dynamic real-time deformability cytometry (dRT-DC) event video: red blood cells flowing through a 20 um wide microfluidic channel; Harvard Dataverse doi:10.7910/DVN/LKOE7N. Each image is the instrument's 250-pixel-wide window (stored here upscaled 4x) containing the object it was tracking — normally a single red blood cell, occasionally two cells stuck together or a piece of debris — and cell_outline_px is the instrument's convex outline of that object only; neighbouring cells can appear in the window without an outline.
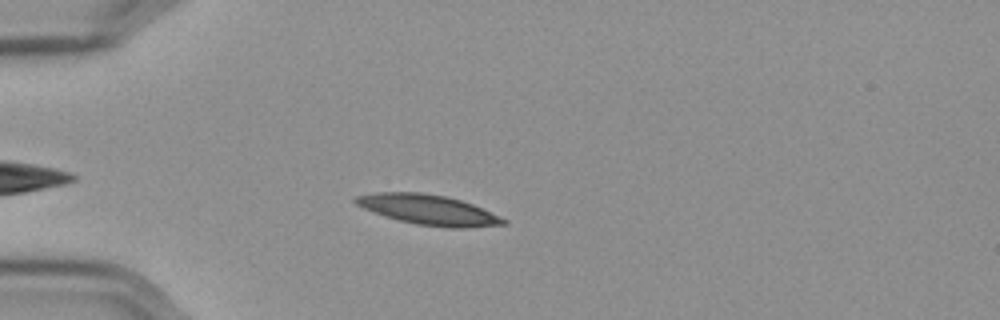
{"species": "Egyptian fruit bat (a non-hibernating species)", "species_latin": "Rousettus aegyptiacus", "temperature_condition": "cold", "stored_images_in_passage": 47, "camera_frame_rate_fps": 3000, "um_per_image_px": 0.085, "frame": {"image": 1, "passage_image": 6, "time_ms": 1.667, "image_size_px": [1000, 320], "cell_outline_px": [[508, 224], [468, 228], [444, 228], [416, 224], [400, 220], [372, 212], [356, 204], [352, 200], [356, 196], [376, 192], [420, 192], [448, 196], [472, 204], [500, 216], [508, 220]], "centroid_in_image_um": [36.44, 17.83], "position_along_channel_um": 48.6, "area_um2": 26.01}}
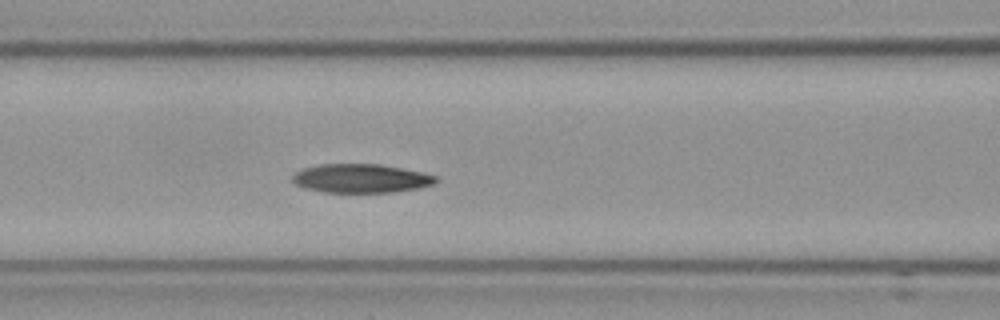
{"frame": {"image": 2, "passage_image": 15, "time_ms": 4.667, "image_size_px": [1000, 320], "cell_outline_px": [[440, 180], [436, 184], [420, 188], [392, 192], [324, 192], [304, 188], [296, 184], [292, 180], [292, 176], [296, 172], [304, 168], [320, 164], [380, 164], [420, 172], [436, 176]], "centroid_in_image_um": [30.71, 15.17], "position_along_channel_um": 135.9, "area_um2": 24.04}}
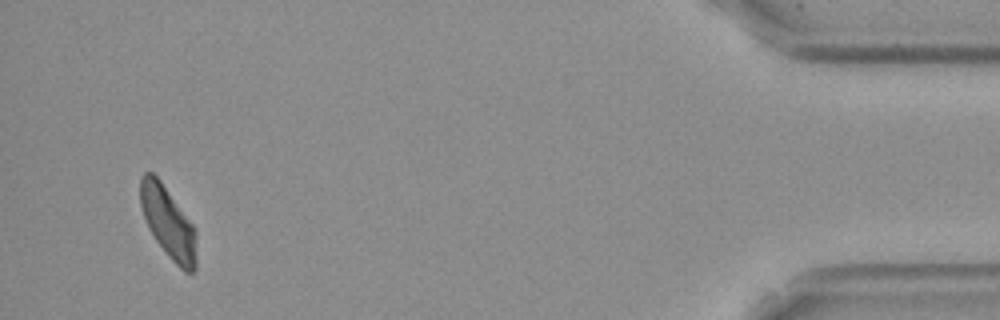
{"frame": {"image": 3, "passage_image": 45, "time_ms": 14.667, "image_size_px": [1000, 320], "cell_outline_px": [[196, 268], [192, 272], [184, 272], [168, 256], [156, 240], [148, 228], [140, 204], [140, 176], [144, 172], [152, 172], [160, 180], [192, 224], [196, 232]], "centroid_in_image_um": [14.28, 18.92], "position_along_channel_um": 420.9, "area_um2": 23.12}, "authors_computed_cell_mechanics": {"area_um2": 24.4494, "velocity_mm_per_s": 3.5586, "shape_relaxation_time_tau1_ms": 7.067, "shape_relaxation_time_tau2_ms": 6.7222, "deformation_change_tau1": 0.1692, "deformation_change_tau2": 0.1272}}